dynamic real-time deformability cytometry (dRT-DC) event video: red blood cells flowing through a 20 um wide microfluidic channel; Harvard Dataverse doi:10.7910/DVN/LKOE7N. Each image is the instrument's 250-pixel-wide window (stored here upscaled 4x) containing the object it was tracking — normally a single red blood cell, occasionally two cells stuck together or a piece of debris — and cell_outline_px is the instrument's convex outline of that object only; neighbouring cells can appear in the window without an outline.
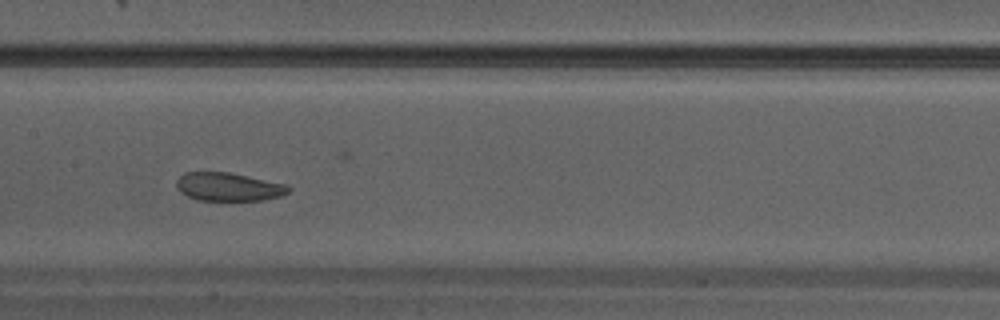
{"species": "Egyptian fruit bat (a non-hibernating species)", "species_latin": "Rousettus aegyptiacus", "temperature_condition": "warm", "stored_images_in_passage": 26, "camera_frame_rate_fps": 3000, "um_per_image_px": 0.085, "animal": {"sex": "male"}, "frame": {"image": 1, "passage_image": 8, "time_ms": 2.333, "image_size_px": [1000, 320], "cell_outline_px": [[292, 188], [288, 192], [280, 196], [264, 200], [200, 200], [188, 196], [180, 192], [176, 184], [176, 180], [184, 172], [228, 172], [288, 184]], "centroid_in_image_um": [19.44, 15.87], "position_along_channel_um": 188.0, "area_um2": 18.5}}
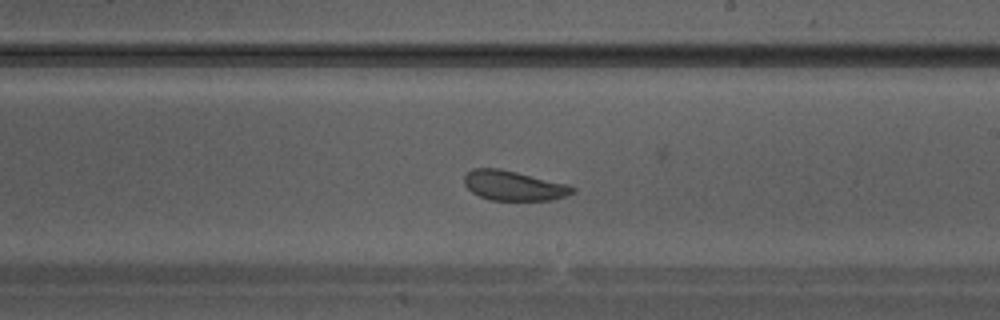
{"frame": {"image": 2, "passage_image": 11, "time_ms": 3.333, "image_size_px": [1000, 320], "cell_outline_px": [[576, 192], [552, 200], [492, 200], [480, 196], [472, 192], [464, 184], [464, 176], [472, 168], [500, 168], [568, 184], [576, 188]], "centroid_in_image_um": [43.67, 15.77], "position_along_channel_um": 245.3, "area_um2": 18.79}}